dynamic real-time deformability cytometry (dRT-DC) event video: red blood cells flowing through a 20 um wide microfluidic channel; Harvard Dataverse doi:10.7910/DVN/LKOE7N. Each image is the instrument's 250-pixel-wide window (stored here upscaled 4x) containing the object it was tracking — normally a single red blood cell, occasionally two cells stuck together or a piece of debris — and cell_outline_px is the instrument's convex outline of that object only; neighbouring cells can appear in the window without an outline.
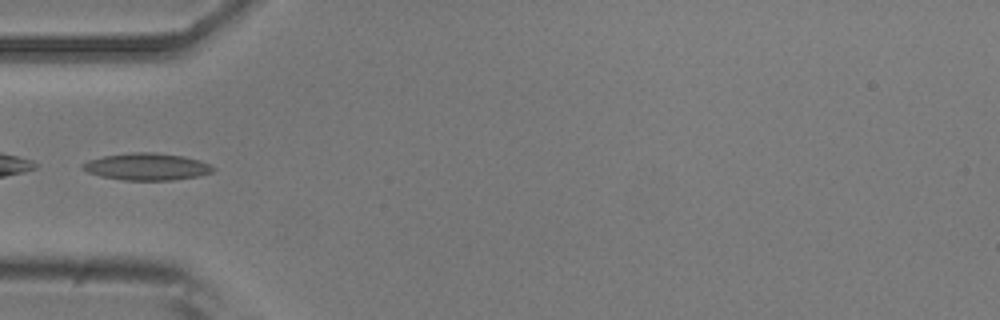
{"species": "common noctule bat (a hibernating species)", "species_latin": "Nyctalus noctula", "temperature_condition": "room temperature", "stored_images_in_passage": 5, "camera_frame_rate_fps": 3000, "um_per_image_px": 0.085, "animal": {"sex": "male", "body_mass_g": 20.5, "forearm_length_mm": 52.5}, "frame": {"image": 1, "passage_image": 5, "time_ms": 1.333, "image_size_px": [1000, 320], "cell_outline_px": [[216, 168], [212, 172], [200, 176], [172, 180], [124, 180], [100, 176], [88, 172], [80, 164], [88, 160], [104, 156], [132, 152], [152, 152], [184, 156], [200, 160]], "centroid_in_image_um": [12.5, 14.16], "position_along_channel_um": 72.5, "area_um2": 20.52}}